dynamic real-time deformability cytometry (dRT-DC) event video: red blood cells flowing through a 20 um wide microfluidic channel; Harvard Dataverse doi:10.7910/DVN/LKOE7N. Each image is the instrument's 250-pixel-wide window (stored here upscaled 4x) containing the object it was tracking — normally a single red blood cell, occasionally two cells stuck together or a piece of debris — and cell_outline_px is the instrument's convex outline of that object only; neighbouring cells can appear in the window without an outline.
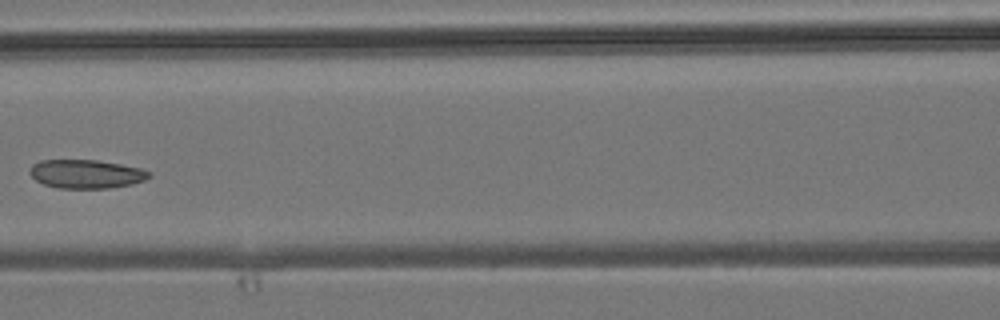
{"species": "common noctule bat (a hibernating species)", "species_latin": "Nyctalus noctula", "temperature_condition": "room temperature", "stored_images_in_passage": 8, "camera_frame_rate_fps": 3000, "um_per_image_px": 0.085, "animal": {"sex": "male", "body_mass_g": 19.2, "forearm_length_mm": 51.8}, "frame": {"image": 1, "passage_image": 7, "time_ms": 7.0, "image_size_px": [1000, 320], "cell_outline_px": [[152, 176], [144, 180], [132, 184], [108, 188], [56, 188], [44, 184], [36, 180], [28, 172], [32, 164], [40, 160], [96, 160], [120, 164], [140, 168], [152, 172]], "centroid_in_image_um": [7.32, 14.78], "position_along_channel_um": 159.3, "area_um2": 20.0}}
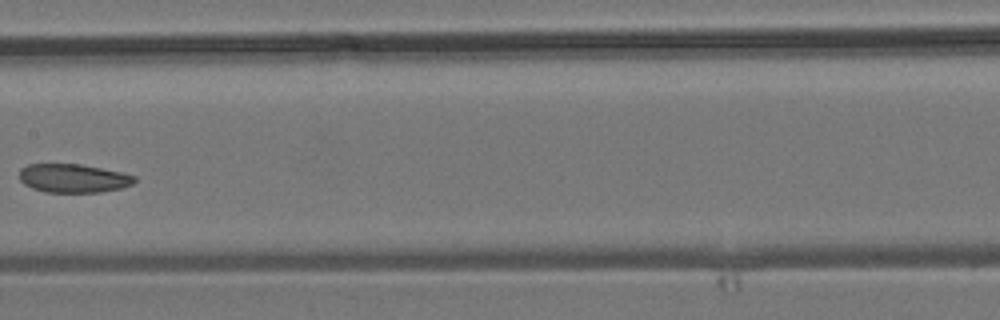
{"frame": {"image": 2, "passage_image": 8, "time_ms": 8.0, "image_size_px": [1000, 320], "cell_outline_px": [[136, 180], [132, 184], [120, 188], [100, 192], [44, 192], [32, 188], [24, 184], [20, 180], [20, 168], [28, 164], [80, 164], [120, 172], [136, 176]], "centroid_in_image_um": [6.2, 15.15], "position_along_channel_um": 201.2, "area_um2": 19.13}}